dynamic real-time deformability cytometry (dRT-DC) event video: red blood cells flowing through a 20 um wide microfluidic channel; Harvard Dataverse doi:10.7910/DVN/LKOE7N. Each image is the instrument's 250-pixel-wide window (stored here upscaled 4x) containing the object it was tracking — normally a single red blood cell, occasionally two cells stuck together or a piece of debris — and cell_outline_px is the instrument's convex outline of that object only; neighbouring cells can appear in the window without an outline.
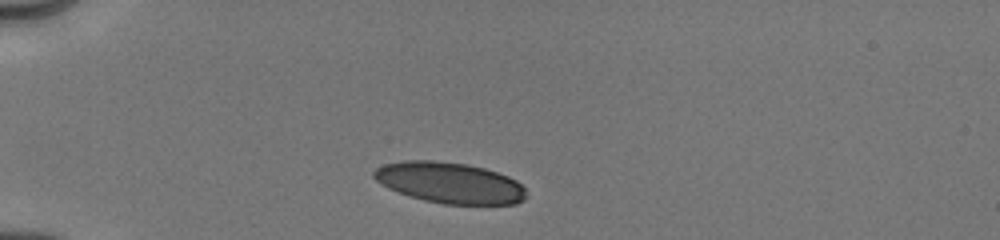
{"species": "human", "species_latin": "Homo sapiens", "temperature_condition": "cold", "stored_images_in_passage": 39, "camera_frame_rate_fps": 3000, "um_per_image_px": 0.085, "donor": {"sex": "male"}, "frame": {"image": 1, "passage_image": 1, "time_ms": 0.0, "image_size_px": [1000, 240], "cell_outline_px": [[528, 196], [524, 200], [516, 204], [444, 204], [424, 200], [388, 188], [376, 180], [372, 176], [372, 172], [376, 168], [384, 164], [404, 160], [432, 160], [468, 164], [484, 168], [508, 176], [516, 180], [524, 188]], "centroid_in_image_um": [38.24, 15.53], "position_along_channel_um": 46.8, "area_um2": 36.36}}
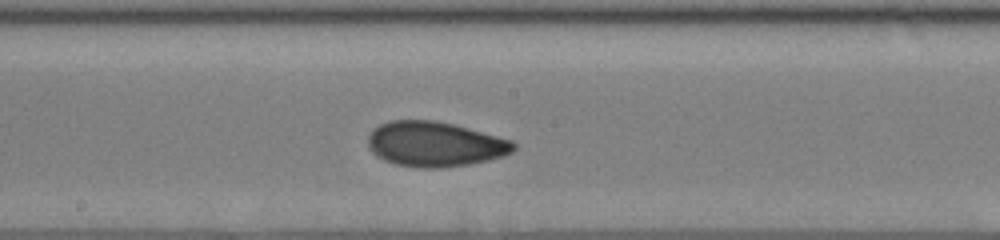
{"frame": {"image": 2, "passage_image": 25, "time_ms": 5.0, "image_size_px": [1000, 240], "cell_outline_px": [[516, 148], [512, 152], [504, 156], [488, 160], [468, 164], [440, 168], [424, 168], [396, 164], [384, 160], [376, 156], [372, 152], [368, 144], [368, 136], [372, 128], [380, 124], [392, 120], [436, 120], [452, 124], [512, 140], [516, 144]], "centroid_in_image_um": [36.95, 12.25], "position_along_channel_um": 211.2, "area_um2": 38.15}}
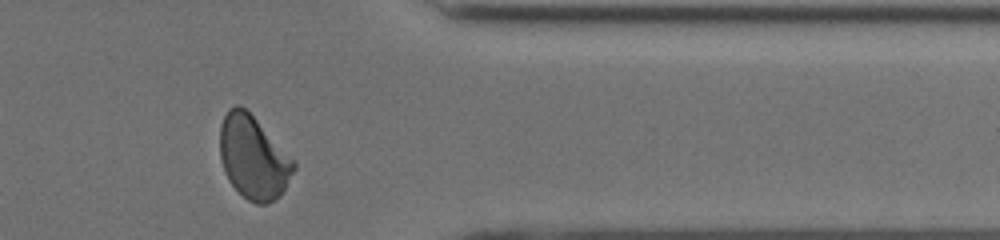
{"frame": {"image": 3, "passage_image": 38, "time_ms": 9.667, "image_size_px": [1000, 240], "cell_outline_px": [[296, 168], [280, 196], [268, 204], [256, 204], [248, 200], [228, 180], [224, 172], [220, 160], [220, 124], [228, 108], [236, 104], [240, 104], [256, 120], [296, 164]], "centroid_in_image_um": [21.49, 13.4], "position_along_channel_um": 389.9, "area_um2": 35.26}, "authors_computed_cell_mechanics": {"area_um2": 37.6856, "velocity_mm_per_s": 4.0157, "shape_relaxation_time_tau1_ms": 6.5709, "shape_relaxation_time_tau2_ms": 1.2545, "deformation_change_tau1": 0.1594, "deformation_change_tau2": 0.0532}}